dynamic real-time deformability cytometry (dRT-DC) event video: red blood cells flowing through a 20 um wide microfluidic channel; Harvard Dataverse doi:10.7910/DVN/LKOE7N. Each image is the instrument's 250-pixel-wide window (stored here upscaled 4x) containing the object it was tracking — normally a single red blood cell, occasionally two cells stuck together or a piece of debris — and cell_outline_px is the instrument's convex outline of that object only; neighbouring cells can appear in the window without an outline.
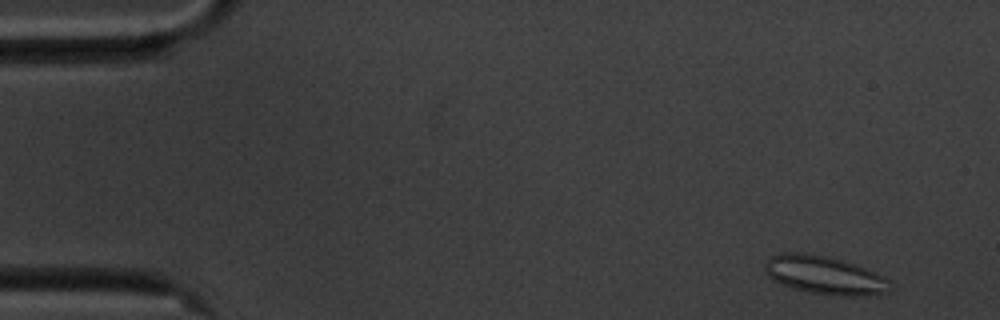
{"species": "common noctule bat (a hibernating species)", "species_latin": "Nyctalus noctula", "temperature_condition": "cold", "stored_images_in_passage": 56, "camera_frame_rate_fps": 3000, "um_per_image_px": 0.085, "animal": {"sex": "male", "body_mass_g": 20.1, "forearm_length_mm": 53.5}, "frame": {"image": 1, "passage_image": 3, "time_ms": 0.667, "image_size_px": [1000, 320], "cell_outline_px": [[888, 292], [864, 296], [832, 296], [792, 288], [768, 276], [764, 272], [764, 264], [772, 256], [780, 252], [804, 252], [824, 256], [856, 264], [884, 276], [888, 280]], "centroid_in_image_um": [70.07, 23.38], "position_along_channel_um": 14.9, "area_um2": 27.74}}
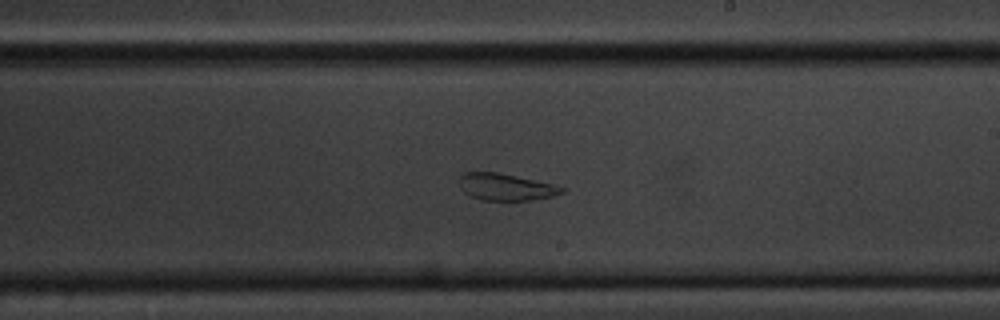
{"frame": {"image": 2, "passage_image": 32, "time_ms": 10.333, "image_size_px": [1000, 320], "cell_outline_px": [[564, 192], [552, 196], [532, 200], [480, 200], [464, 192], [460, 188], [460, 176], [464, 172], [496, 172], [556, 184], [564, 188]], "centroid_in_image_um": [43.0, 15.89], "position_along_channel_um": 246.0, "area_um2": 16.01}}
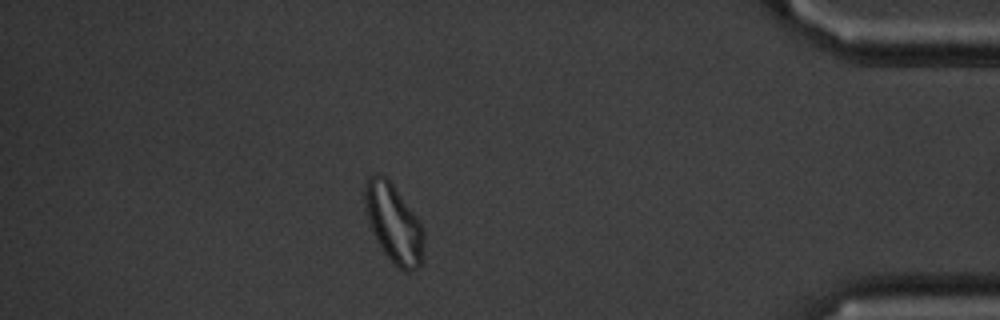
{"frame": {"image": 3, "passage_image": 49, "time_ms": 16.0, "image_size_px": [1000, 320], "cell_outline_px": [[424, 256], [420, 268], [412, 272], [404, 272], [392, 264], [384, 252], [372, 232], [368, 220], [364, 204], [364, 188], [368, 176], [384, 176], [392, 184], [416, 216], [424, 232]], "centroid_in_image_um": [33.48, 19.08], "position_along_channel_um": 401.7, "area_um2": 27.05}, "authors_computed_cell_mechanics": {"area_um2": 24.6228, "velocity_mm_per_s": 3.4755, "shape_relaxation_time_tau1_ms": null, "shape_relaxation_time_tau2_ms": 1.2649, "deformation_change_tau1": null, "deformation_change_tau2": 0.0799}}